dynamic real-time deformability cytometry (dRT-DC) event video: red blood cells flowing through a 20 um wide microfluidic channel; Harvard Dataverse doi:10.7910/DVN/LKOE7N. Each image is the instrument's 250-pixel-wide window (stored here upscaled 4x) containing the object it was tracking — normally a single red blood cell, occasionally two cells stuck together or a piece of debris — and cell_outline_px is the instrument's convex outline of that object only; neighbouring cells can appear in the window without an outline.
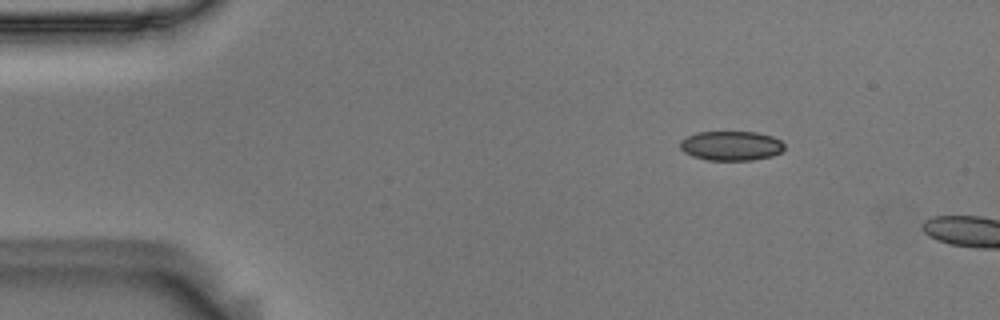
{"species": "Egyptian fruit bat (a non-hibernating species)", "species_latin": "Rousettus aegyptiacus", "temperature_condition": "room temperature", "stored_images_in_passage": 10, "camera_frame_rate_fps": 3000, "um_per_image_px": 0.085, "animal": {"sex": "male"}, "frame": {"image": 1, "passage_image": 2, "time_ms": 0.333, "image_size_px": [1000, 320], "cell_outline_px": [[784, 148], [780, 152], [772, 156], [752, 160], [708, 160], [692, 156], [684, 152], [680, 148], [680, 140], [696, 132], [756, 132], [772, 136], [780, 140], [784, 144]], "centroid_in_image_um": [62.13, 12.39], "position_along_channel_um": 22.9, "area_um2": 17.92}}